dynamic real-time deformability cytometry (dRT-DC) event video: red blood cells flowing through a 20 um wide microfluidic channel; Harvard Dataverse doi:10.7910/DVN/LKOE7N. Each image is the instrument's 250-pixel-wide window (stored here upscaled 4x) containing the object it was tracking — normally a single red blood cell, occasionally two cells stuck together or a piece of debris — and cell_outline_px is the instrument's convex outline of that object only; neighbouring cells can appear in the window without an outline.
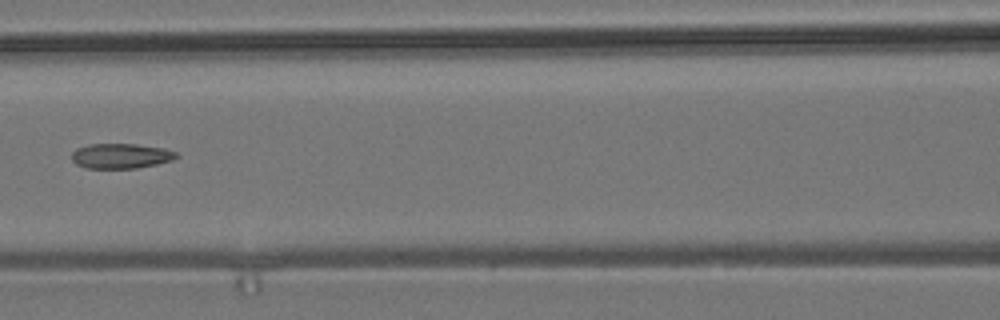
{"species": "common noctule bat (a hibernating species)", "species_latin": "Nyctalus noctula", "temperature_condition": "room temperature", "stored_images_in_passage": 7, "camera_frame_rate_fps": 3000, "um_per_image_px": 0.085, "animal": {"sex": "male", "body_mass_g": 19.2, "forearm_length_mm": 51.8}, "frame": {"image": 1, "passage_image": 7, "time_ms": 7.0, "image_size_px": [1000, 320], "cell_outline_px": [[180, 156], [172, 160], [156, 164], [136, 168], [84, 168], [76, 164], [72, 160], [72, 152], [76, 148], [88, 144], [136, 144], [164, 148], [176, 152]], "centroid_in_image_um": [10.26, 13.25], "position_along_channel_um": 156.3, "area_um2": 15.32}}